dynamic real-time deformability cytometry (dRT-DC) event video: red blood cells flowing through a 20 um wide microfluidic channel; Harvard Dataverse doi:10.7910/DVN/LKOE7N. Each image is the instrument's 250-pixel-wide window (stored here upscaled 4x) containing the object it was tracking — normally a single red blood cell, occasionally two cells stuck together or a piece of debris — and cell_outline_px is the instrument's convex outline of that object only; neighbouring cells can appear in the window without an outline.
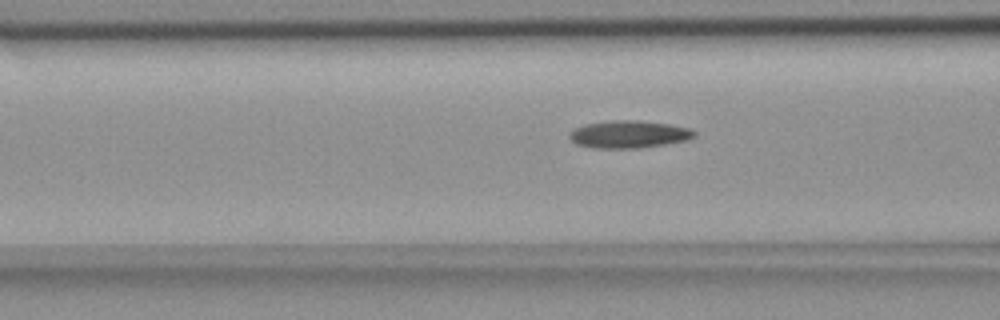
{"species": "common noctule bat (a hibernating species)", "species_latin": "Nyctalus noctula", "temperature_condition": "room temperature", "stored_images_in_passage": 27, "camera_frame_rate_fps": 3000, "um_per_image_px": 0.085, "animal": {"sex": "female", "body_mass_g": 18.4}, "frame": {"image": 1, "passage_image": 4, "time_ms": 1.0, "image_size_px": [1000, 320], "cell_outline_px": [[696, 136], [688, 140], [640, 148], [592, 148], [576, 144], [568, 136], [576, 128], [584, 124], [612, 120], [640, 120], [668, 124], [692, 128], [696, 132]], "centroid_in_image_um": [53.49, 11.41], "position_along_channel_um": 113.1, "area_um2": 20.06}}
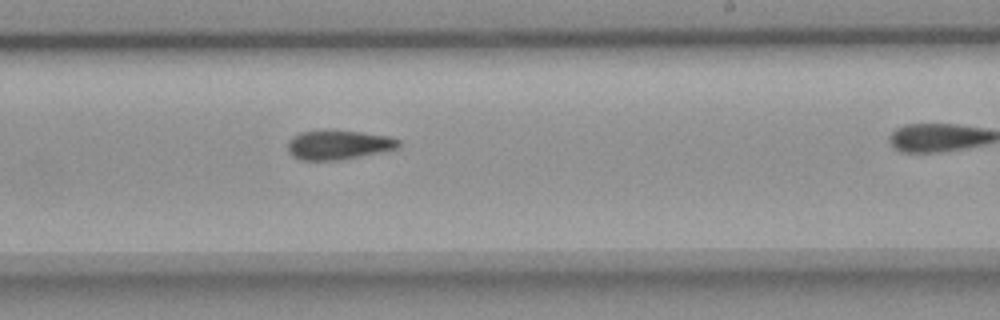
{"frame": {"image": 2, "passage_image": 16, "time_ms": 5.0, "image_size_px": [1000, 320], "cell_outline_px": [[400, 144], [396, 148], [360, 156], [340, 160], [300, 160], [292, 156], [288, 152], [288, 140], [292, 136], [300, 132], [360, 132], [388, 136], [400, 140]], "centroid_in_image_um": [28.72, 12.34], "position_along_channel_um": 260.3, "area_um2": 18.38}}
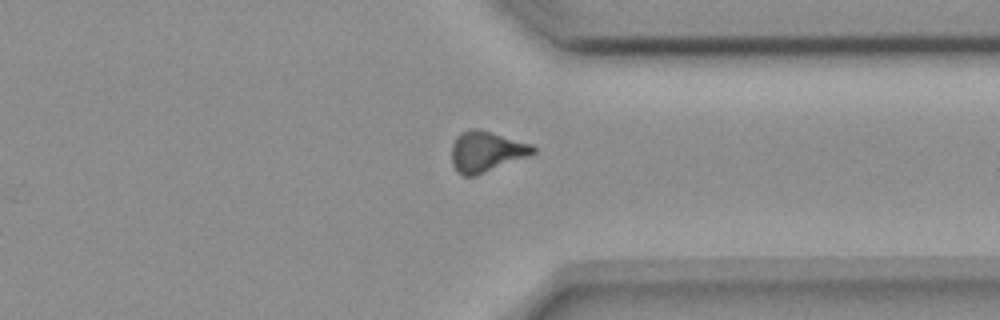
{"frame": {"image": 3, "passage_image": 25, "time_ms": 8.0, "image_size_px": [1000, 320], "cell_outline_px": [[536, 152], [476, 176], [464, 176], [456, 172], [452, 164], [452, 144], [456, 136], [460, 132], [472, 128], [476, 128], [532, 144], [536, 148]], "centroid_in_image_um": [41.28, 12.88], "position_along_channel_um": 370.1, "area_um2": 19.13}}